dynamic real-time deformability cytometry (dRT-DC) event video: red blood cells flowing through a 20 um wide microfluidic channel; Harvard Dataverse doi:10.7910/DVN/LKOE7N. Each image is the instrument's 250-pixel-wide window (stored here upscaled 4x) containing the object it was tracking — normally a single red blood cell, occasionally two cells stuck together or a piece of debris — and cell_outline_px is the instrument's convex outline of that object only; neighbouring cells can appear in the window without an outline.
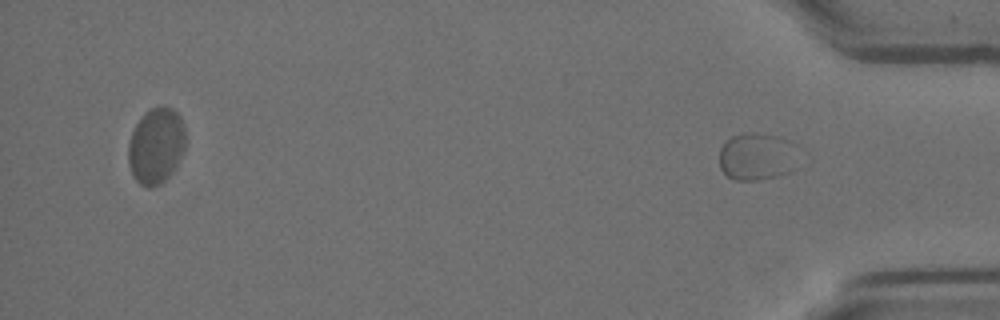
{"species": "Egyptian fruit bat (a non-hibernating species)", "species_latin": "Rousettus aegyptiacus", "temperature_condition": "room temperature", "stored_images_in_passage": 12, "segment_of_instrument_passage": [2, 2], "camera_frame_rate_fps": 3000, "um_per_image_px": 0.085, "animal": {"sex": "female"}, "frame": {"image": 1, "passage_image": 12, "time_ms": 3.667, "image_size_px": [1000, 320], "cell_outline_px": [[804, 148], [796, 168], [788, 172], [776, 176], [760, 180], [736, 180], [728, 176], [720, 168], [720, 148], [732, 136], [744, 132], [748, 132], [776, 136], [788, 140]], "centroid_in_image_um": [64.46, 13.3], "position_along_channel_um": 370.7, "area_um2": 22.6}}